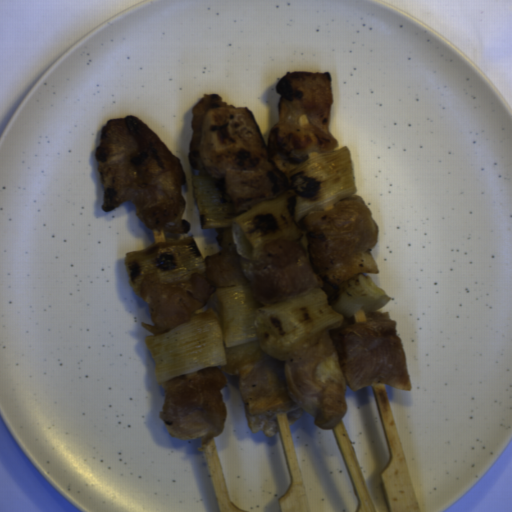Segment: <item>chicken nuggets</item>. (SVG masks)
I'll return each instance as SVG.
<instances>
[{"instance_id": "chicken-nuggets-2", "label": "chicken nuggets", "mask_w": 512, "mask_h": 512, "mask_svg": "<svg viewBox=\"0 0 512 512\" xmlns=\"http://www.w3.org/2000/svg\"><path fill=\"white\" fill-rule=\"evenodd\" d=\"M308 248L300 240H274L260 259L238 254L236 244L204 256V273L189 279L159 282L154 275L141 278L140 298L152 324L141 323L153 335L188 322L195 314L215 308L217 290L250 286L263 304L279 303L312 289L332 301L338 288L354 278L380 273L371 247L380 225L359 195L335 201L329 210L309 212L300 222Z\"/></svg>"}, {"instance_id": "chicken-nuggets-4", "label": "chicken nuggets", "mask_w": 512, "mask_h": 512, "mask_svg": "<svg viewBox=\"0 0 512 512\" xmlns=\"http://www.w3.org/2000/svg\"><path fill=\"white\" fill-rule=\"evenodd\" d=\"M96 160L103 182V211L135 203L140 219L168 234L187 233L182 185L189 189L179 158L154 129L136 116L108 118L101 127Z\"/></svg>"}, {"instance_id": "chicken-nuggets-3", "label": "chicken nuggets", "mask_w": 512, "mask_h": 512, "mask_svg": "<svg viewBox=\"0 0 512 512\" xmlns=\"http://www.w3.org/2000/svg\"><path fill=\"white\" fill-rule=\"evenodd\" d=\"M276 91L278 122L266 143L246 106H232L211 92L192 107L188 165L194 175L208 171L223 180L234 215L280 193L286 173L305 162L309 153L340 145L330 131V71L285 72Z\"/></svg>"}, {"instance_id": "chicken-nuggets-1", "label": "chicken nuggets", "mask_w": 512, "mask_h": 512, "mask_svg": "<svg viewBox=\"0 0 512 512\" xmlns=\"http://www.w3.org/2000/svg\"><path fill=\"white\" fill-rule=\"evenodd\" d=\"M389 312H372L365 321L331 326L278 356L257 339L225 349L224 368L198 370L162 384L159 411L164 430L179 439L206 440L221 434L227 416L222 401L225 377L234 376L251 432L272 437L276 414L293 422L303 412L330 430L348 411L345 389L370 383L411 389L405 350Z\"/></svg>"}]
</instances>
